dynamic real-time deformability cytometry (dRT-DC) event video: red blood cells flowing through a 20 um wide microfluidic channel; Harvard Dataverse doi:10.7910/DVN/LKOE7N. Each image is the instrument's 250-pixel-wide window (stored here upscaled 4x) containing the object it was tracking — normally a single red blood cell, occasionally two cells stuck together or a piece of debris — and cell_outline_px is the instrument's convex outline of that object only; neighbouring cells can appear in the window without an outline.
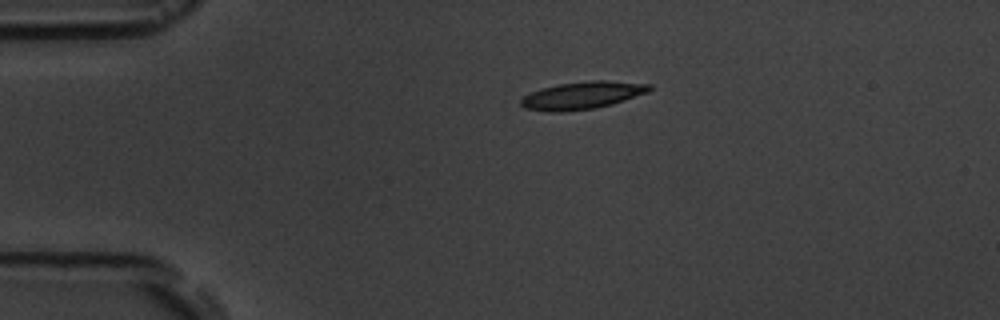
{"species": "common noctule bat (a hibernating species)", "species_latin": "Nyctalus noctula", "temperature_condition": "room temperature", "stored_images_in_passage": 2, "camera_frame_rate_fps": 3000, "um_per_image_px": 0.085, "animal": {"sex": "male", "body_mass_g": 19.5, "forearm_length_mm": 54.6}, "frame": {"image": 1, "passage_image": 1, "time_ms": 0.0, "image_size_px": [1000, 320], "cell_outline_px": [[652, 88], [648, 92], [612, 104], [596, 108], [564, 112], [548, 112], [524, 108], [520, 104], [520, 100], [524, 96], [540, 88], [560, 84], [592, 80], [608, 80], [652, 84]], "centroid_in_image_um": [49.49, 8.11], "position_along_channel_um": 35.5, "area_um2": 20.69}}